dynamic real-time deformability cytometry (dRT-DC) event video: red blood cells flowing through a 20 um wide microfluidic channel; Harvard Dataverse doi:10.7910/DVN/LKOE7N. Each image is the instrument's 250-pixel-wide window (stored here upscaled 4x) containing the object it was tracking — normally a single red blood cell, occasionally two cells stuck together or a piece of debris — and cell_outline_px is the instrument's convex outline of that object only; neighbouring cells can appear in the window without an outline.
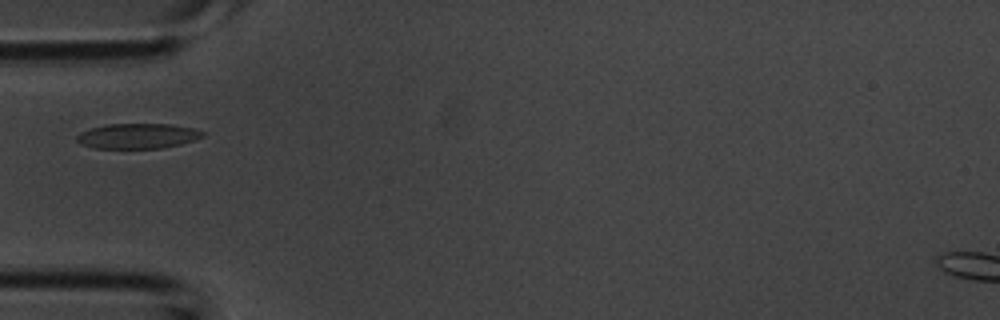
{"species": "common noctule bat (a hibernating species)", "species_latin": "Nyctalus noctula", "temperature_condition": "room temperature", "stored_images_in_passage": 19, "camera_frame_rate_fps": 3000, "um_per_image_px": 0.085, "animal": {"sex": "male", "body_mass_g": 20.1, "forearm_length_mm": 53.5}, "frame": {"image": 1, "passage_image": 1, "time_ms": 0.0, "image_size_px": [1000, 320], "cell_outline_px": [[204, 136], [196, 140], [164, 148], [92, 148], [80, 144], [76, 140], [76, 136], [80, 132], [92, 128], [108, 124], [172, 124], [192, 128], [204, 132]], "centroid_in_image_um": [11.7, 11.56], "position_along_channel_um": 73.3, "area_um2": 18.5}}